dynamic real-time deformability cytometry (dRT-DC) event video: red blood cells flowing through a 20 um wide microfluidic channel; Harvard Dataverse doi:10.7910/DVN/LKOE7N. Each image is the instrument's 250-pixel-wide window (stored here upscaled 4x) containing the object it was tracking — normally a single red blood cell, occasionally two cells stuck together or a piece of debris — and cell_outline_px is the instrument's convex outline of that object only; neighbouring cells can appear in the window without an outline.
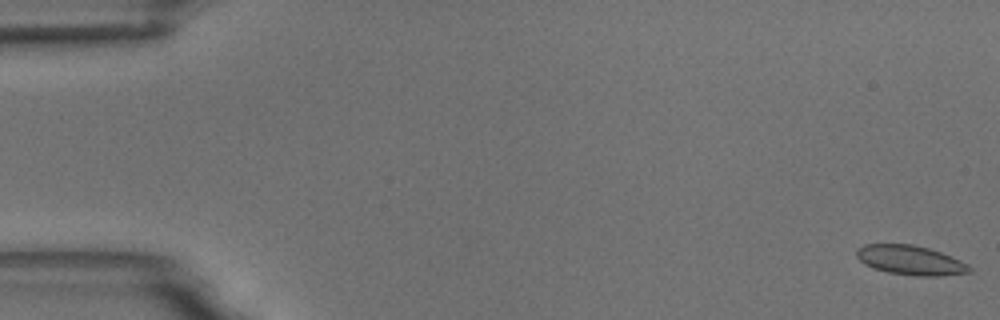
{"species": "common noctule bat (a hibernating species)", "species_latin": "Nyctalus noctula", "temperature_condition": "room temperature", "stored_images_in_passage": 56, "camera_frame_rate_fps": 3000, "um_per_image_px": 0.085, "animal": {"sex": "male", "body_mass_g": 18.8}, "frame": {"image": 1, "passage_image": 1, "time_ms": 0.0, "image_size_px": [1000, 320], "cell_outline_px": [[972, 272], [940, 276], [916, 276], [888, 272], [872, 268], [864, 264], [856, 256], [856, 248], [864, 244], [912, 244], [928, 248], [952, 256], [968, 264], [972, 268]], "centroid_in_image_um": [77.38, 22.12], "position_along_channel_um": 7.6, "area_um2": 19.54}}
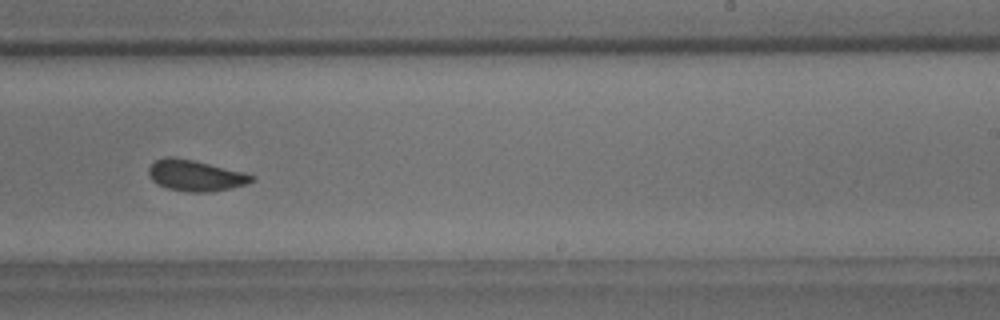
{"frame": {"image": 2, "passage_image": 35, "time_ms": 11.333, "image_size_px": [1000, 320], "cell_outline_px": [[256, 180], [248, 184], [212, 192], [188, 192], [168, 188], [156, 184], [148, 176], [148, 168], [156, 160], [164, 156], [176, 156], [244, 172], [256, 176]], "centroid_in_image_um": [16.62, 14.92], "position_along_channel_um": 272.4, "area_um2": 18.9}}
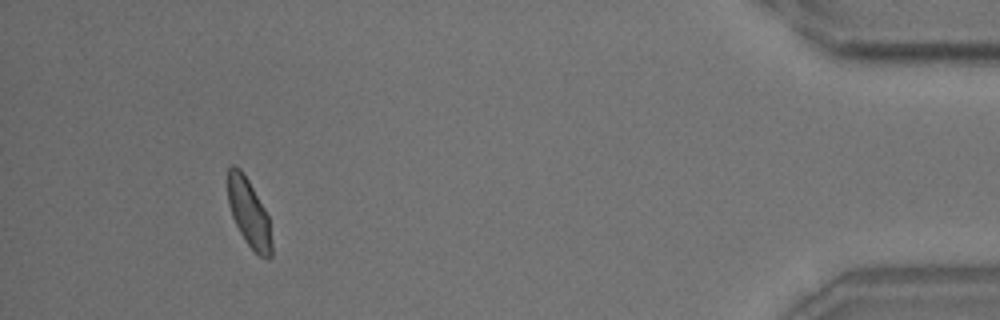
{"frame": {"image": 3, "passage_image": 52, "time_ms": 17.0, "image_size_px": [1000, 320], "cell_outline_px": [[272, 256], [268, 260], [260, 256], [244, 240], [232, 216], [228, 204], [228, 168], [232, 164], [236, 164], [240, 168], [248, 180], [264, 208], [268, 216], [272, 244]], "centroid_in_image_um": [21.15, 18.1], "position_along_channel_um": 414.0, "area_um2": 17.28}, "authors_computed_cell_mechanics": {"area_um2": 18.9006, "velocity_mm_per_s": 3.6268, "shape_relaxation_time_tau1_ms": 5.0555, "shape_relaxation_time_tau2_ms": 1.5778, "deformation_change_tau1": 0.0822, "deformation_change_tau2": 0.0473}}